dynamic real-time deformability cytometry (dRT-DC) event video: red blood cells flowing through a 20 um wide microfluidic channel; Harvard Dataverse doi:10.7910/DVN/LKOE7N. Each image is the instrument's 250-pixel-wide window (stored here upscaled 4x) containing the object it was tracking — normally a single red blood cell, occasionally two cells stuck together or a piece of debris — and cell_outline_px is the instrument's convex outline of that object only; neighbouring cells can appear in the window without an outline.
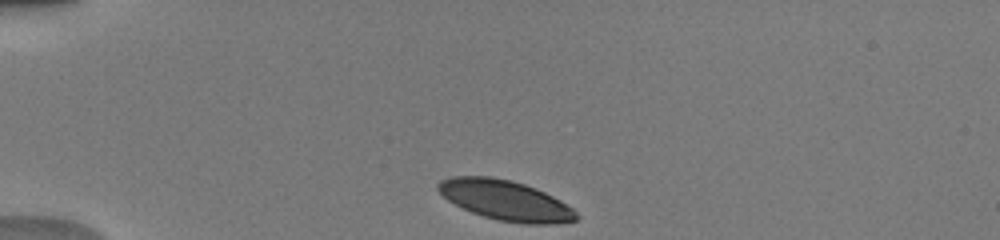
{"species": "human", "species_latin": "Homo sapiens", "temperature_condition": "warm", "stored_images_in_passage": 39, "camera_frame_rate_fps": 3000, "um_per_image_px": 0.085, "donor": {"sex": "male"}, "frame": {"image": 1, "passage_image": 1, "time_ms": 0.0, "image_size_px": [1000, 240], "cell_outline_px": [[580, 216], [576, 220], [552, 224], [524, 224], [500, 220], [484, 216], [472, 212], [448, 200], [436, 188], [436, 184], [440, 180], [452, 176], [492, 176], [512, 180], [536, 188], [560, 200], [572, 208]], "centroid_in_image_um": [42.96, 17.01], "position_along_channel_um": 42.0, "area_um2": 32.14}}
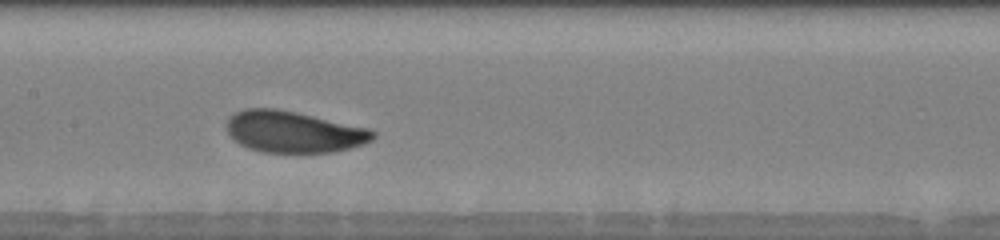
{"frame": {"image": 2, "passage_image": 15, "time_ms": 4.667, "image_size_px": [1000, 240], "cell_outline_px": [[376, 136], [372, 140], [364, 144], [332, 152], [264, 152], [248, 148], [240, 144], [228, 132], [228, 116], [244, 108], [276, 108], [296, 112], [368, 128], [376, 132]], "centroid_in_image_um": [24.97, 11.2], "position_along_channel_um": 182.4, "area_um2": 35.08}}
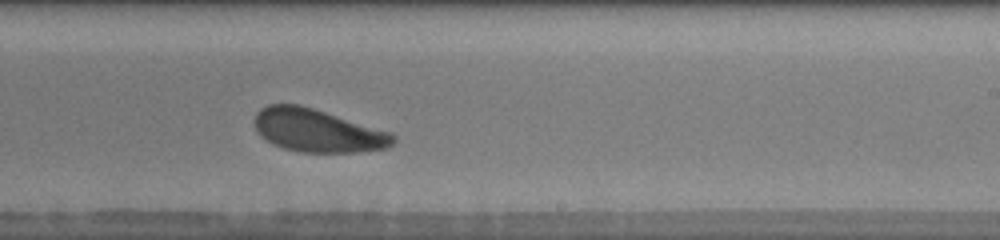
{"frame": {"image": 3, "passage_image": 21, "time_ms": 6.667, "image_size_px": [1000, 240], "cell_outline_px": [[396, 140], [388, 148], [356, 152], [300, 152], [284, 148], [272, 144], [260, 136], [256, 132], [256, 112], [260, 108], [268, 104], [300, 104], [392, 132], [396, 136]], "centroid_in_image_um": [27.0, 11.1], "position_along_channel_um": 262.0, "area_um2": 34.85}, "authors_computed_cell_mechanics": {"area_um2": 35.0268, "velocity_mm_per_s": 3.9874, "shape_relaxation_time_tau1_ms": 1.6504, "shape_relaxation_time_tau2_ms": null, "deformation_change_tau1": 0.0995, "deformation_change_tau2": null}}